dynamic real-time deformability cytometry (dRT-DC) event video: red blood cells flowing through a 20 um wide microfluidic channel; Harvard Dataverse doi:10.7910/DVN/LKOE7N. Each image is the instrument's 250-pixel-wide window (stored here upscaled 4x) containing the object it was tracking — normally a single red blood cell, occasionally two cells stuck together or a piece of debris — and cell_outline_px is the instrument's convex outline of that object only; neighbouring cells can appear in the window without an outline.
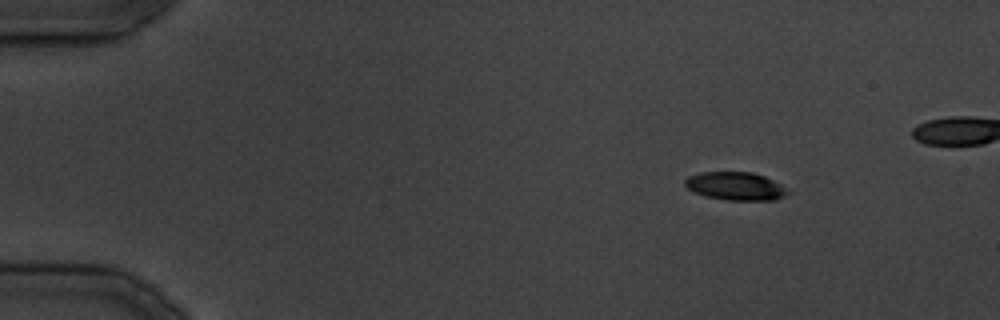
{"species": "common noctule bat (a hibernating species)", "species_latin": "Nyctalus noctula", "temperature_condition": "cold", "stored_images_in_passage": 29, "camera_frame_rate_fps": 3000, "um_per_image_px": 0.085, "animal": {"sex": "male", "body_mass_g": 19.5, "forearm_length_mm": 54.6}, "frame": {"image": 1, "passage_image": 1, "time_ms": 0.0, "image_size_px": [1000, 320], "cell_outline_px": [[792, 192], [776, 200], [728, 200], [704, 196], [688, 188], [684, 184], [684, 180], [688, 176], [700, 172], [752, 172], [764, 176], [780, 184]], "centroid_in_image_um": [62.53, 15.82], "position_along_channel_um": 22.5, "area_um2": 16.88}}